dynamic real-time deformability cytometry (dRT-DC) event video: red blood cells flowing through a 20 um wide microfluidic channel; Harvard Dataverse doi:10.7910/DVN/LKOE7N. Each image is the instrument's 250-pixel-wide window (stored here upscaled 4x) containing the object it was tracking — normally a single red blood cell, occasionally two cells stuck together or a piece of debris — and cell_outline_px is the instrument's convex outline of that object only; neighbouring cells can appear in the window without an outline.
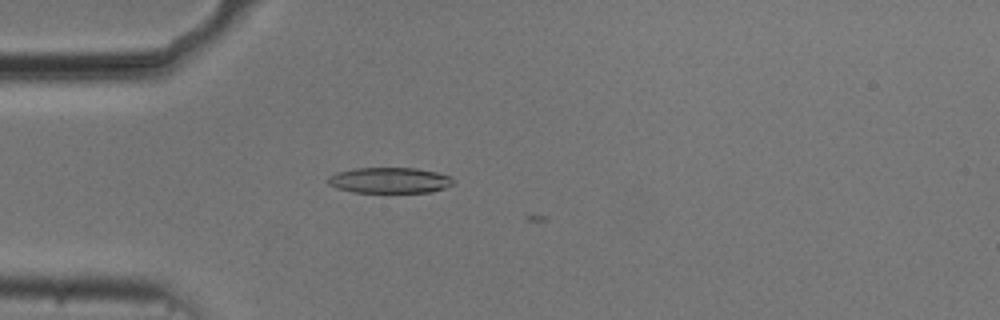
{"species": "common noctule bat (a hibernating species)", "species_latin": "Nyctalus noctula", "temperature_condition": "cold", "stored_images_in_passage": 5, "camera_frame_rate_fps": 3000, "um_per_image_px": 0.085, "animal": {"sex": "male", "body_mass_g": 20.5, "forearm_length_mm": 52.5}, "frame": {"image": 1, "passage_image": 4, "time_ms": 1.0, "image_size_px": [1000, 320], "cell_outline_px": [[452, 184], [444, 188], [432, 192], [352, 192], [336, 188], [328, 184], [328, 176], [336, 172], [352, 168], [416, 168], [436, 172], [452, 176]], "centroid_in_image_um": [33.08, 15.32], "position_along_channel_um": 51.9, "area_um2": 18.84}}